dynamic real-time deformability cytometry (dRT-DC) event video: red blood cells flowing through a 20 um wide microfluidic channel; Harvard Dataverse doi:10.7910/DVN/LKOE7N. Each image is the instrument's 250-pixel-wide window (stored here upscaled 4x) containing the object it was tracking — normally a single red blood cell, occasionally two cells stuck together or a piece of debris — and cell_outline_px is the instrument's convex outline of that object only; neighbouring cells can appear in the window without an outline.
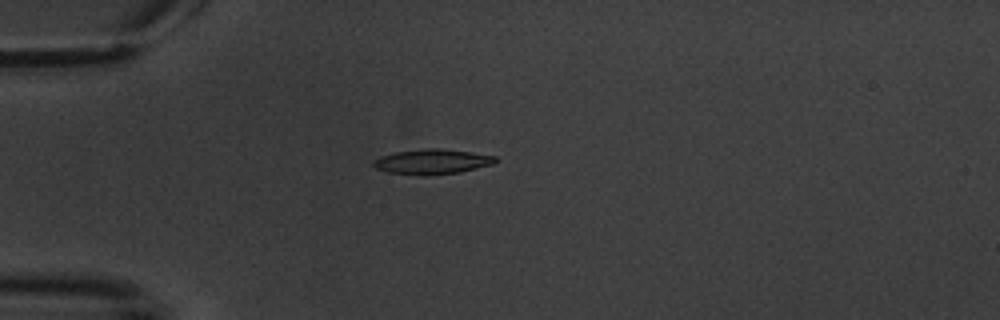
{"species": "common noctule bat (a hibernating species)", "species_latin": "Nyctalus noctula", "temperature_condition": "warm", "stored_images_in_passage": 11, "camera_frame_rate_fps": 3000, "um_per_image_px": 0.085, "animal": {"sex": "male", "body_mass_g": 20.1, "forearm_length_mm": 53.5}, "frame": {"image": 1, "passage_image": 4, "time_ms": 4.333, "image_size_px": [1000, 320], "cell_outline_px": [[500, 160], [492, 164], [460, 172], [424, 176], [388, 172], [376, 168], [372, 164], [372, 160], [380, 156], [396, 152], [424, 148], [436, 148], [468, 152], [496, 156]], "centroid_in_image_um": [36.71, 13.74], "position_along_channel_um": 48.3, "area_um2": 17.74}}
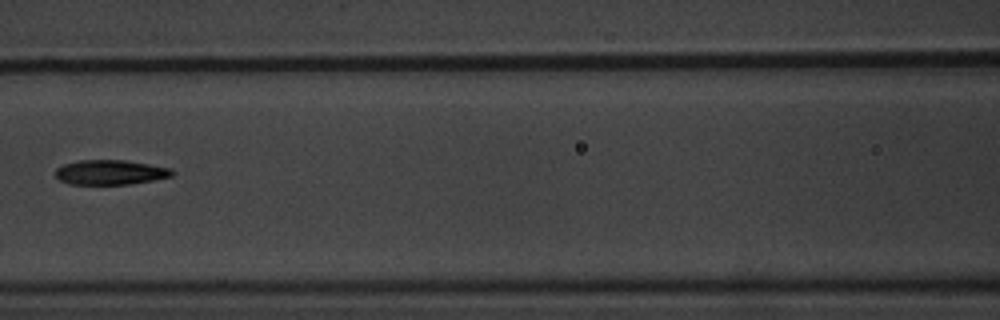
{"frame": {"image": 2, "passage_image": 7, "time_ms": 8.0, "image_size_px": [1000, 320], "cell_outline_px": [[176, 172], [172, 176], [152, 180], [128, 184], [68, 184], [60, 180], [56, 176], [56, 168], [64, 164], [76, 160], [124, 160], [172, 168]], "centroid_in_image_um": [9.38, 14.64], "position_along_channel_um": 157.2, "area_um2": 16.82}}
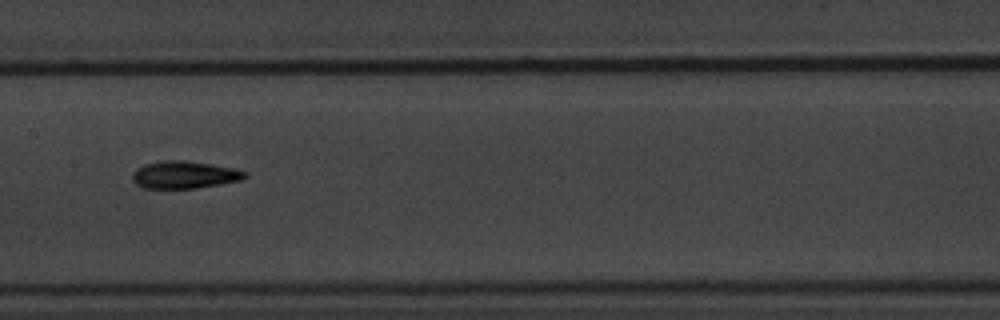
{"frame": {"image": 3, "passage_image": 8, "time_ms": 9.0, "image_size_px": [1000, 320], "cell_outline_px": [[248, 176], [244, 180], [196, 188], [144, 188], [136, 184], [132, 180], [132, 172], [136, 168], [144, 164], [160, 160], [184, 160], [212, 164], [232, 168], [248, 172]], "centroid_in_image_um": [15.67, 14.85], "position_along_channel_um": 191.7, "area_um2": 18.21}}